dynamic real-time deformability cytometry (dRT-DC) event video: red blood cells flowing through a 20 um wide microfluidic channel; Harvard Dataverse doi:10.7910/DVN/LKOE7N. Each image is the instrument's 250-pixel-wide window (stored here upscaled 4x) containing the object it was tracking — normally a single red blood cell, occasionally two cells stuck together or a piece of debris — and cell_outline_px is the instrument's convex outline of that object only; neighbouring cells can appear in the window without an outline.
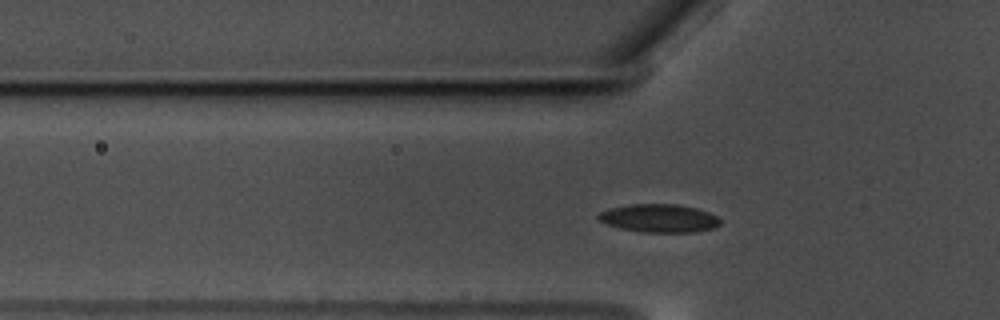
{"species": "common noctule bat (a hibernating species)", "species_latin": "Nyctalus noctula", "temperature_condition": "warm", "stored_images_in_passage": 44, "camera_frame_rate_fps": 3000, "um_per_image_px": 0.085, "animal": {"sex": "male", "body_mass_g": 17.5, "forearm_length_mm": 52.3}, "frame": {"image": 1, "passage_image": 4, "time_ms": 1.0, "image_size_px": [1000, 320], "cell_outline_px": [[720, 224], [716, 228], [696, 232], [640, 232], [620, 228], [608, 224], [600, 220], [596, 216], [600, 212], [608, 208], [628, 204], [676, 204], [696, 208], [708, 212], [716, 216], [720, 220]], "centroid_in_image_um": [56.03, 18.55], "position_along_channel_um": 69.8, "area_um2": 20.11}}
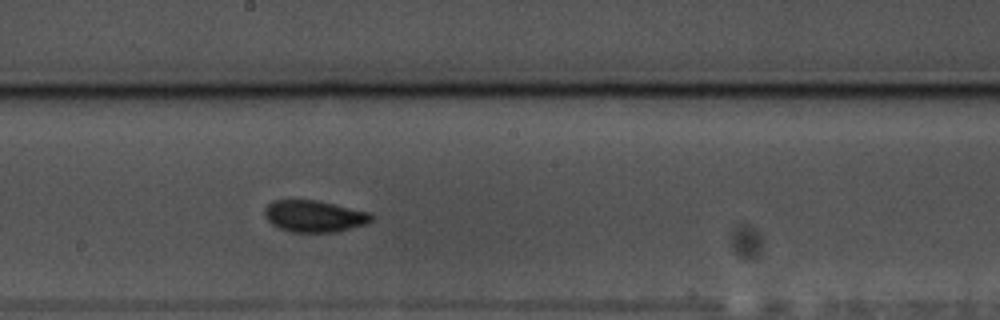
{"frame": {"image": 2, "passage_image": 17, "time_ms": 5.333, "image_size_px": [1000, 320], "cell_outline_px": [[372, 220], [368, 224], [336, 232], [288, 232], [272, 224], [264, 216], [264, 208], [272, 200], [316, 200], [372, 212]], "centroid_in_image_um": [26.72, 18.38], "position_along_channel_um": 221.5, "area_um2": 19.94}}
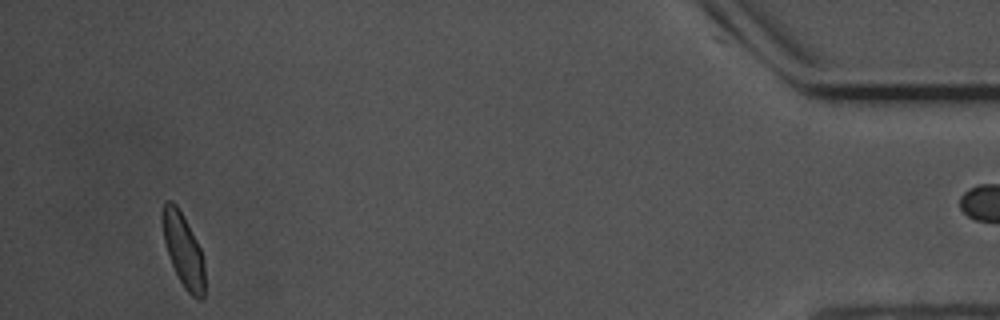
{"frame": {"image": 3, "passage_image": 40, "time_ms": 13.0, "image_size_px": [1000, 320], "cell_outline_px": [[204, 296], [200, 300], [192, 296], [184, 288], [172, 264], [164, 240], [164, 200], [172, 200], [176, 204], [196, 240], [200, 248], [204, 260]], "centroid_in_image_um": [15.62, 21.31], "position_along_channel_um": 419.6, "area_um2": 17.34}, "authors_computed_cell_mechanics": {"area_um2": 19.1318, "velocity_mm_per_s": 3.523, "shape_relaxation_time_tau1_ms": 2.7151, "shape_relaxation_time_tau2_ms": 1.0434, "deformation_change_tau1": 0.1156, "deformation_change_tau2": 0.0652}}